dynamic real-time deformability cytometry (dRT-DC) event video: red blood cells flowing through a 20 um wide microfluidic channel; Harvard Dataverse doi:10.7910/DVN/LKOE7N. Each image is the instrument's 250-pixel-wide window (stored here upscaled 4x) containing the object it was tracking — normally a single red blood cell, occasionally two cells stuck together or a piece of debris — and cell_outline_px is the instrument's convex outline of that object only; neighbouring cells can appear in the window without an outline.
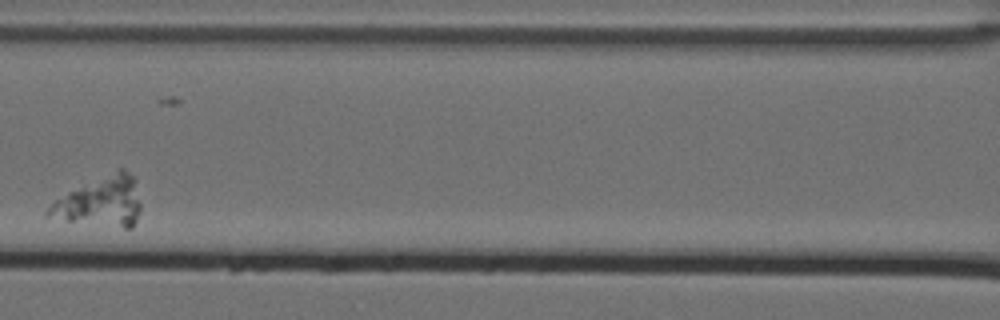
{"species": "Egyptian fruit bat (a non-hibernating species)", "species_latin": "Rousettus aegyptiacus", "temperature_condition": "cold", "stored_images_in_passage": 7, "camera_frame_rate_fps": 3000, "um_per_image_px": 0.085, "animal": {"sex": "female"}, "frame": {"image": 1, "passage_image": 4, "time_ms": 1.0, "image_size_px": [1000, 320], "cell_outline_px": [[140, 212], [132, 228], [124, 228], [68, 220], [48, 216], [44, 212], [52, 200], [116, 168], [124, 168], [132, 176], [140, 204]], "centroid_in_image_um": [8.54, 17.13], "position_along_channel_um": 158.1, "area_um2": 26.59}}
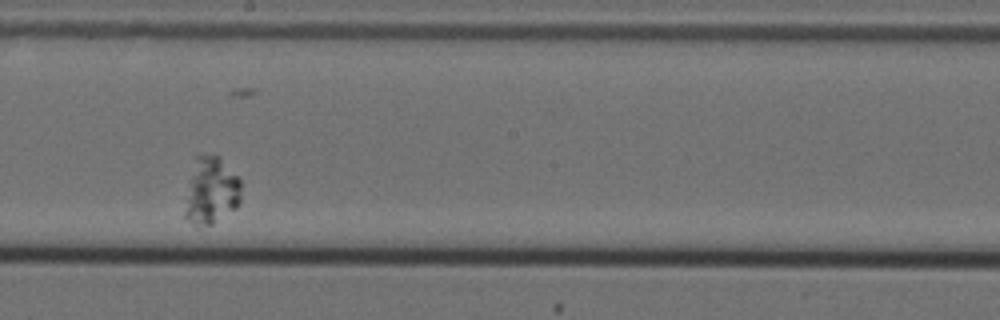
{"frame": {"image": 2, "passage_image": 6, "time_ms": 1.667, "image_size_px": [1000, 320], "cell_outline_px": [[240, 204], [236, 208], [212, 224], [196, 228], [184, 216], [184, 212], [196, 156], [216, 156], [240, 180]], "centroid_in_image_um": [17.95, 16.32], "position_along_channel_um": 230.2, "area_um2": 21.15}}
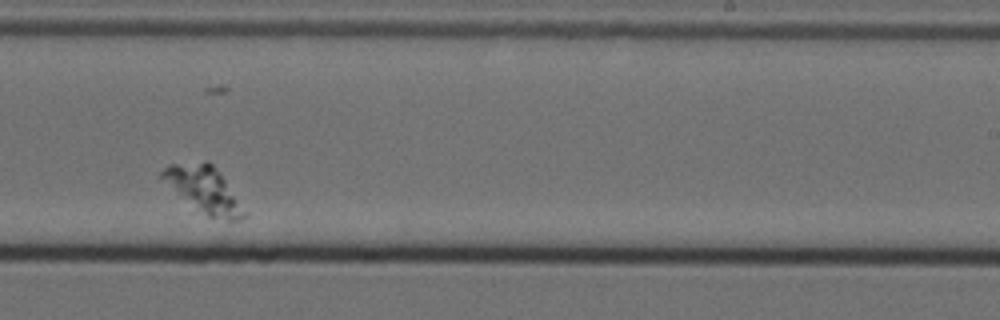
{"frame": {"image": 3, "passage_image": 7, "time_ms": 2.0, "image_size_px": [1000, 320], "cell_outline_px": [[248, 216], [240, 220], [228, 220], [208, 216], [160, 176], [160, 172], [168, 164], [204, 160], [208, 160], [212, 164], [248, 212]], "centroid_in_image_um": [17.41, 16.08], "position_along_channel_um": 271.6, "area_um2": 21.1}}